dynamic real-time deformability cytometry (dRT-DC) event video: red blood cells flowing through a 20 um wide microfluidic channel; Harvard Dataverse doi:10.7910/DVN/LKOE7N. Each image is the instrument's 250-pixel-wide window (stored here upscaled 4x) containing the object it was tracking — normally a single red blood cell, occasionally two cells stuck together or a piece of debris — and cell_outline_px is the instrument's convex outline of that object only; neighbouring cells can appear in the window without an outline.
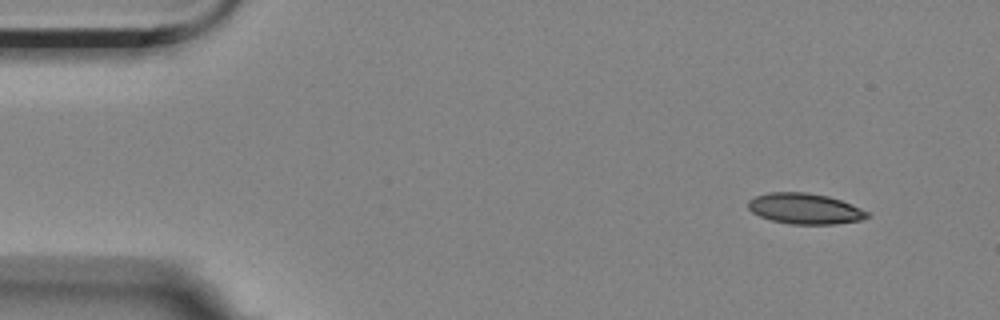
{"species": "Egyptian fruit bat (a non-hibernating species)", "species_latin": "Rousettus aegyptiacus", "temperature_condition": "room temperature", "stored_images_in_passage": 4, "camera_frame_rate_fps": 3000, "um_per_image_px": 0.085, "animal": {"sex": "female"}, "frame": {"image": 1, "passage_image": 1, "time_ms": 0.0, "image_size_px": [1000, 320], "cell_outline_px": [[872, 216], [860, 220], [832, 224], [788, 224], [772, 220], [760, 216], [752, 212], [748, 208], [748, 200], [756, 196], [768, 192], [808, 192], [828, 196], [840, 200], [868, 212]], "centroid_in_image_um": [68.39, 17.73], "position_along_channel_um": 16.6, "area_um2": 21.21}}
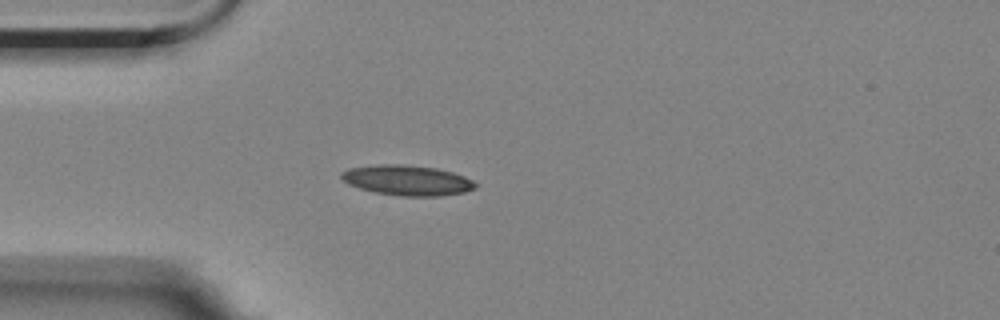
{"frame": {"image": 2, "passage_image": 4, "time_ms": 3.333, "image_size_px": [1000, 320], "cell_outline_px": [[476, 188], [464, 192], [440, 196], [400, 196], [376, 192], [360, 188], [348, 184], [340, 176], [340, 172], [348, 168], [376, 164], [404, 164], [436, 168], [452, 172], [464, 176], [472, 180], [476, 184]], "centroid_in_image_um": [34.6, 15.31], "position_along_channel_um": 50.4, "area_um2": 23.64}}